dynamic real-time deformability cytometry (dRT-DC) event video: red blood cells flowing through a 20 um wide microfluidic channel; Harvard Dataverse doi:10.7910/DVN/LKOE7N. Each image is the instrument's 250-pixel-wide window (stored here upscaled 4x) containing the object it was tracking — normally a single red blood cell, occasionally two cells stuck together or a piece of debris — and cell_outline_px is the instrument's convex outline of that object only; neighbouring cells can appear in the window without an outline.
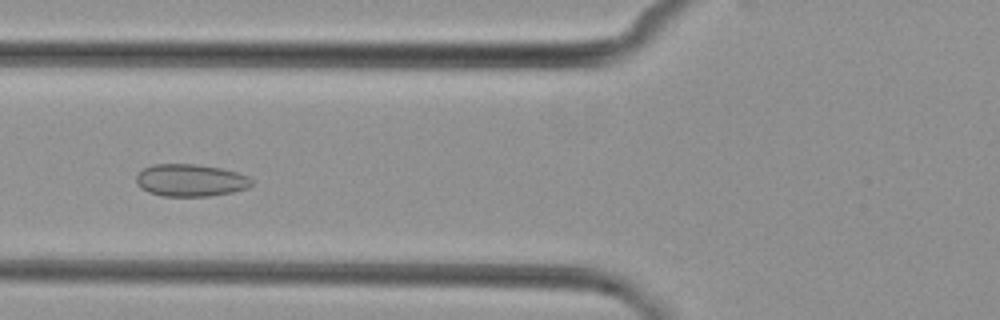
{"species": "common noctule bat (a hibernating species)", "species_latin": "Nyctalus noctula", "temperature_condition": "cold", "stored_images_in_passage": 4, "camera_frame_rate_fps": 3000, "um_per_image_px": 0.085, "animal": {"sex": "female", "body_mass_g": 29.2, "forearm_length_mm": 56.3}, "frame": {"image": 1, "passage_image": 2, "time_ms": 1.0, "image_size_px": [1000, 320], "cell_outline_px": [[252, 184], [248, 188], [232, 192], [208, 196], [164, 196], [148, 192], [140, 188], [136, 184], [136, 176], [144, 168], [152, 164], [196, 164], [220, 168], [236, 172], [248, 176], [252, 180]], "centroid_in_image_um": [16.18, 15.32], "position_along_channel_um": 109.6, "area_um2": 21.73}}
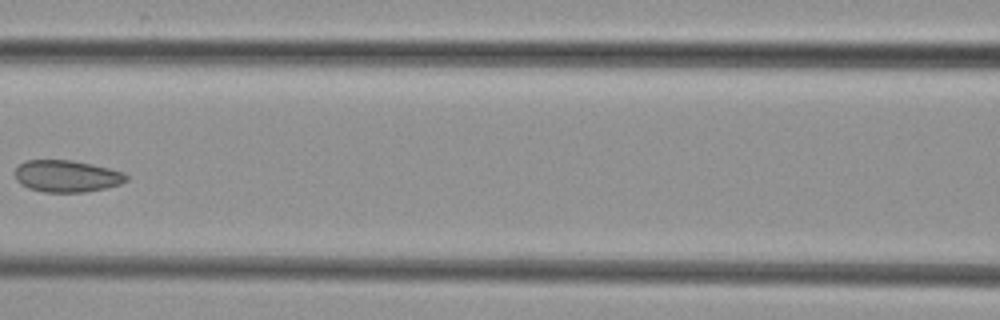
{"frame": {"image": 2, "passage_image": 3, "time_ms": 2.333, "image_size_px": [1000, 320], "cell_outline_px": [[128, 180], [120, 184], [104, 188], [84, 192], [44, 192], [28, 188], [20, 184], [16, 180], [16, 168], [24, 160], [72, 160], [92, 164], [124, 172], [128, 176]], "centroid_in_image_um": [5.67, 14.97], "position_along_channel_um": 160.9, "area_um2": 20.69}}
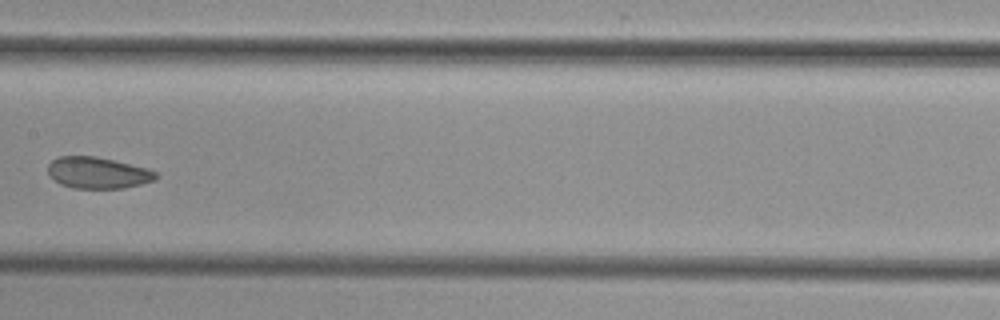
{"frame": {"image": 3, "passage_image": 4, "time_ms": 3.333, "image_size_px": [1000, 320], "cell_outline_px": [[160, 176], [156, 180], [124, 188], [72, 188], [60, 184], [48, 176], [48, 164], [52, 160], [60, 156], [96, 156], [148, 168], [156, 172]], "centroid_in_image_um": [8.31, 14.69], "position_along_channel_um": 199.1, "area_um2": 19.94}}